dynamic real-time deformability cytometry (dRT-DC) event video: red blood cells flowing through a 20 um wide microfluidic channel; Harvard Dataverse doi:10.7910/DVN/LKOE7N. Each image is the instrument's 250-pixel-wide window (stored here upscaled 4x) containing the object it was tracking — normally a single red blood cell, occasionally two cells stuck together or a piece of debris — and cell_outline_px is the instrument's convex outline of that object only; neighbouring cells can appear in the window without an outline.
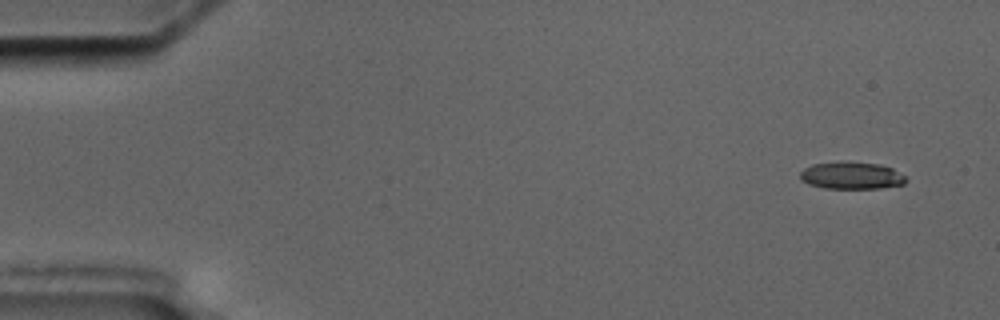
{"species": "common noctule bat (a hibernating species)", "species_latin": "Nyctalus noctula", "temperature_condition": "cold", "stored_images_in_passage": 5, "camera_frame_rate_fps": 3000, "um_per_image_px": 0.085, "animal": {"sex": "male", "body_mass_g": 17.5, "forearm_length_mm": 52.3}, "frame": {"image": 1, "passage_image": 1, "time_ms": 0.0, "image_size_px": [1000, 320], "cell_outline_px": [[908, 180], [904, 184], [880, 188], [824, 188], [808, 184], [800, 180], [800, 172], [804, 168], [812, 164], [844, 160], [848, 160], [880, 164], [892, 168], [904, 176]], "centroid_in_image_um": [72.35, 14.9], "position_along_channel_um": 12.7, "area_um2": 17.11}}